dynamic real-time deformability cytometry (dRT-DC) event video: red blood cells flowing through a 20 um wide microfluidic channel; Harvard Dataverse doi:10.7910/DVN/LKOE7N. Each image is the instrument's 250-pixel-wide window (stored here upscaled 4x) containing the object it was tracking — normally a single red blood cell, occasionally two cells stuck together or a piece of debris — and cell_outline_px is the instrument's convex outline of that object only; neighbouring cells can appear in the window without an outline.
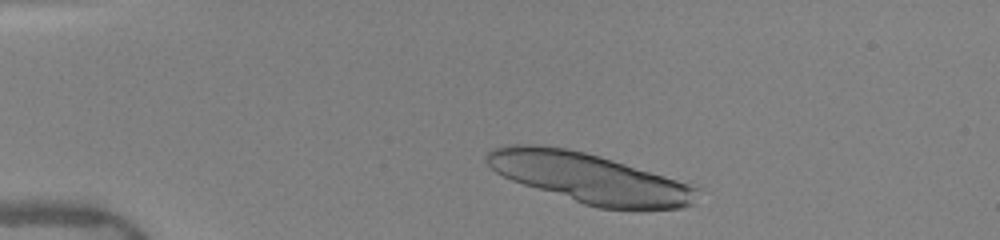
{"species": "human", "species_latin": "Homo sapiens", "temperature_condition": "warm", "stored_images_in_passage": 38, "camera_frame_rate_fps": 3000, "um_per_image_px": 0.085, "donor": {"sex": "female"}, "frame": {"image": 1, "passage_image": 3, "time_ms": 0.667, "image_size_px": [1000, 240], "cell_outline_px": [[700, 188], [692, 204], [680, 208], [596, 208], [512, 180], [496, 172], [488, 164], [484, 156], [492, 148], [508, 144], [536, 144], [564, 148], [584, 152], [600, 156], [664, 176]], "centroid_in_image_um": [50.04, 15.11], "position_along_channel_um": 35.0, "area_um2": 59.94}}
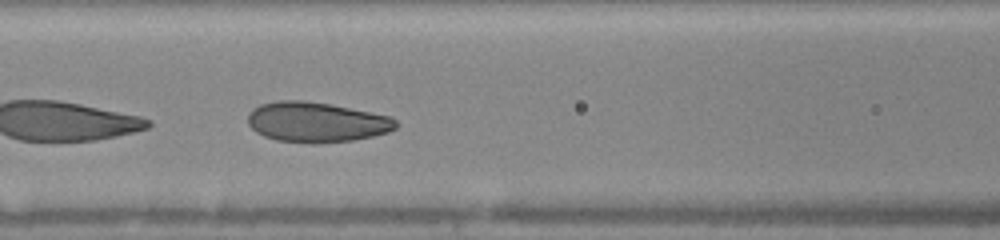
{"frame": {"image": 2, "passage_image": 16, "time_ms": 5.0, "image_size_px": [1000, 240], "cell_outline_px": [[400, 124], [396, 128], [388, 132], [372, 136], [352, 140], [316, 144], [308, 144], [276, 140], [264, 136], [256, 132], [248, 124], [248, 112], [252, 108], [260, 104], [276, 100], [304, 100], [328, 104], [388, 116], [396, 120]], "centroid_in_image_um": [26.85, 10.39], "position_along_channel_um": 139.8, "area_um2": 34.74}}
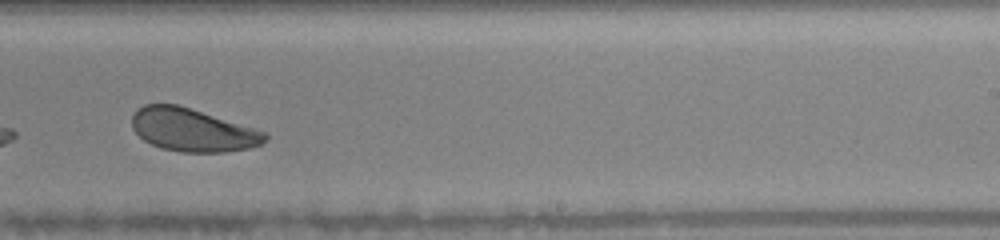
{"frame": {"image": 3, "passage_image": 26, "time_ms": 8.333, "image_size_px": [1000, 240], "cell_outline_px": [[268, 140], [260, 144], [248, 148], [224, 152], [180, 152], [160, 148], [144, 140], [132, 128], [132, 116], [136, 108], [144, 104], [176, 104], [268, 132]], "centroid_in_image_um": [16.36, 11.05], "position_along_channel_um": 272.6, "area_um2": 33.29}, "authors_computed_cell_mechanics": {"area_um2": 35.2869, "velocity_mm_per_s": 4.0022, "shape_relaxation_time_tau1_ms": 1.6264, "shape_relaxation_time_tau2_ms": 7.926, "deformation_change_tau1": 0.0762, "deformation_change_tau2": 0.1543}}